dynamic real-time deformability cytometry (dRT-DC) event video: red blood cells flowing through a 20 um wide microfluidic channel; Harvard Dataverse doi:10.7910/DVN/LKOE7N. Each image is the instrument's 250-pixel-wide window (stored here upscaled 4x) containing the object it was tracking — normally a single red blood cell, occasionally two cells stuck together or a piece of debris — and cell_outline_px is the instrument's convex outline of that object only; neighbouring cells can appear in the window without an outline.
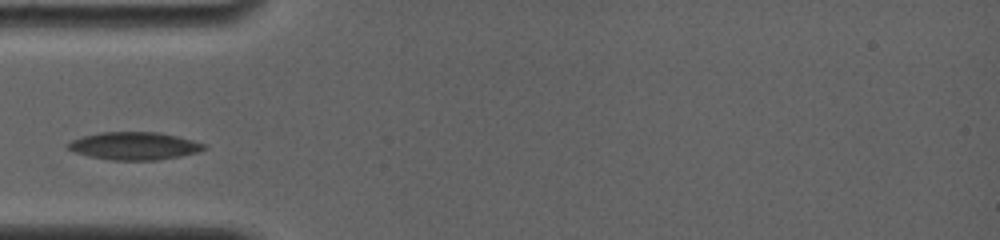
{"species": "common noctule bat (a hibernating species)", "species_latin": "Nyctalus noctula", "temperature_condition": "room temperature", "stored_images_in_passage": 27, "camera_frame_rate_fps": 4000, "um_per_image_px": 0.085, "animal": {"sex": "female", "body_mass_g": 19.0, "forearm_length_mm": 56.7}, "frame": {"image": 1, "passage_image": 1, "time_ms": 0.0, "image_size_px": [1000, 240], "cell_outline_px": [[208, 148], [196, 152], [180, 156], [156, 160], [112, 160], [88, 156], [76, 152], [68, 148], [64, 144], [80, 136], [100, 132], [160, 132], [208, 144]], "centroid_in_image_um": [11.4, 12.39], "position_along_channel_um": 73.6, "area_um2": 22.08}}
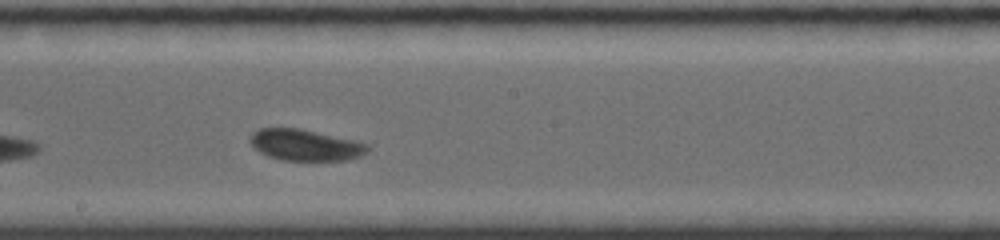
{"frame": {"image": 2, "passage_image": 12, "time_ms": 4.0, "image_size_px": [1000, 240], "cell_outline_px": [[368, 152], [360, 156], [348, 160], [280, 160], [268, 156], [260, 152], [248, 140], [248, 136], [252, 132], [260, 128], [300, 128], [356, 140], [368, 144]], "centroid_in_image_um": [25.94, 12.32], "position_along_channel_um": 222.3, "area_um2": 21.56}}
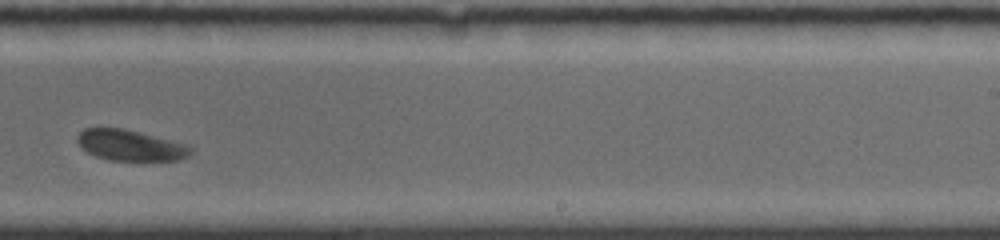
{"frame": {"image": 3, "passage_image": 16, "time_ms": 5.5, "image_size_px": [1000, 240], "cell_outline_px": [[196, 148], [188, 156], [180, 160], [108, 160], [96, 156], [88, 152], [76, 140], [76, 136], [84, 128], [124, 128], [188, 144]], "centroid_in_image_um": [11.14, 12.35], "position_along_channel_um": 277.9, "area_um2": 20.46}}